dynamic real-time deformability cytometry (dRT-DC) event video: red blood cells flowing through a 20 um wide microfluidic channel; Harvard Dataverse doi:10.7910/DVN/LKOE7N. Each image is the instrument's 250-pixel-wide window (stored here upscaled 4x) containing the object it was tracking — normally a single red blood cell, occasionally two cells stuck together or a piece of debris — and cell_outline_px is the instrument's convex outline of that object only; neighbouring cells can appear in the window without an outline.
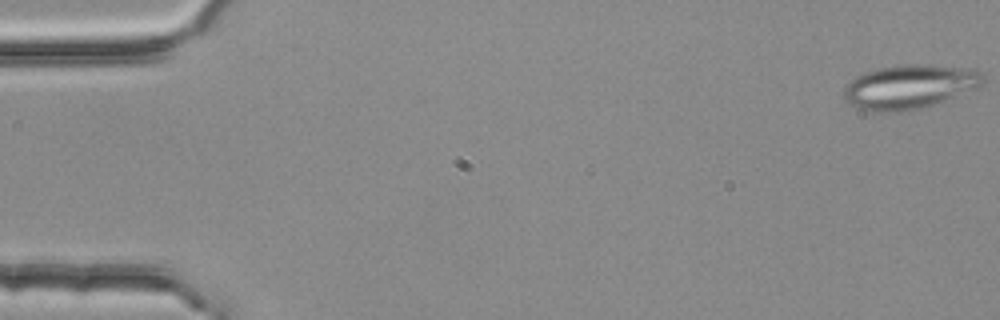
{"species": "common noctule bat (a hibernating species)", "species_latin": "Nyctalus noctula", "temperature_condition": "room temperature", "stored_images_in_passage": 54, "segment_of_instrument_passage": [1, 2], "camera_frame_rate_fps": 3000, "um_per_image_px": 0.085, "animal": {"sex": "female", "body_mass_g": 25.1}, "frame": {"image": 1, "passage_image": 1, "time_ms": 0.0, "image_size_px": [1000, 320], "cell_outline_px": [[984, 80], [980, 88], [908, 112], [868, 112], [848, 104], [844, 96], [844, 88], [856, 76], [864, 72], [876, 68], [900, 64], [928, 64], [972, 68], [980, 72], [984, 76]], "centroid_in_image_um": [77.31, 7.37], "position_along_channel_um": 7.7, "area_um2": 36.3}}